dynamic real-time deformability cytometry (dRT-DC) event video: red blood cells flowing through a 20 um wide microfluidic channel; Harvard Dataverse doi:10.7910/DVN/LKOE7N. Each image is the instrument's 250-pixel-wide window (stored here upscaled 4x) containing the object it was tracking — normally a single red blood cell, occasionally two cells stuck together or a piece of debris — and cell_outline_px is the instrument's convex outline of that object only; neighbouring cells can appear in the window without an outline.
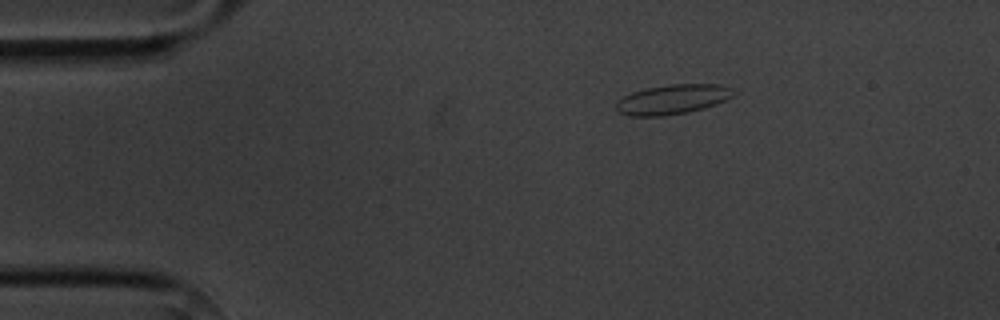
{"species": "common noctule bat (a hibernating species)", "species_latin": "Nyctalus noctula", "temperature_condition": "cold", "stored_images_in_passage": 3, "camera_frame_rate_fps": 3000, "um_per_image_px": 0.085, "animal": {"sex": "male", "body_mass_g": 20.1, "forearm_length_mm": 53.5}, "frame": {"image": 1, "passage_image": 1, "time_ms": 0.0, "image_size_px": [1000, 320], "cell_outline_px": [[736, 92], [732, 96], [716, 104], [704, 108], [688, 112], [664, 116], [632, 116], [620, 112], [616, 108], [616, 100], [632, 92], [648, 88], [672, 84], [720, 84]], "centroid_in_image_um": [57.15, 8.45], "position_along_channel_um": 27.8, "area_um2": 20.11}}